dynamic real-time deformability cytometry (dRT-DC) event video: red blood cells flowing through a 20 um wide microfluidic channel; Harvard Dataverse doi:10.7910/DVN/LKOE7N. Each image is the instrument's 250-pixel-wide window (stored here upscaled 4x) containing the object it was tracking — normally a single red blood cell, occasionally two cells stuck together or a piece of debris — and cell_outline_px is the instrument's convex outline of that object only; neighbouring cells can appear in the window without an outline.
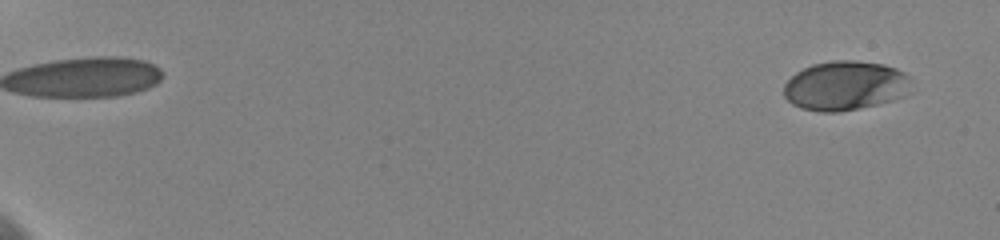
{"species": "human", "species_latin": "Homo sapiens", "temperature_condition": "cold", "stored_images_in_passage": 21, "camera_frame_rate_fps": 3000, "um_per_image_px": 0.085, "donor": {"sex": "female"}, "frame": {"image": 1, "passage_image": 2, "time_ms": 0.667, "image_size_px": [1000, 240], "cell_outline_px": [[904, 92], [900, 96], [892, 100], [876, 104], [836, 112], [820, 112], [800, 108], [792, 104], [784, 96], [784, 84], [796, 72], [812, 64], [832, 60], [856, 60], [884, 64], [896, 68], [904, 72]], "centroid_in_image_um": [71.71, 7.27], "position_along_channel_um": 13.3, "area_um2": 35.84}}
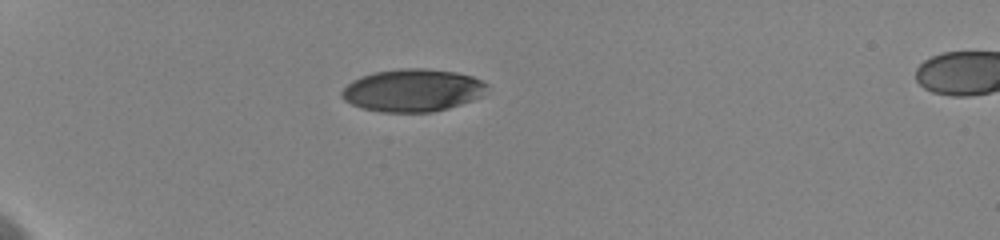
{"frame": {"image": 2, "passage_image": 11, "time_ms": 6.0, "image_size_px": [1000, 240], "cell_outline_px": [[488, 84], [484, 96], [448, 108], [432, 112], [380, 112], [360, 108], [344, 100], [340, 96], [340, 92], [352, 80], [360, 76], [376, 72], [404, 68], [424, 68], [456, 72], [472, 76]], "centroid_in_image_um": [35.06, 7.68], "position_along_channel_um": 49.9, "area_um2": 36.18}}